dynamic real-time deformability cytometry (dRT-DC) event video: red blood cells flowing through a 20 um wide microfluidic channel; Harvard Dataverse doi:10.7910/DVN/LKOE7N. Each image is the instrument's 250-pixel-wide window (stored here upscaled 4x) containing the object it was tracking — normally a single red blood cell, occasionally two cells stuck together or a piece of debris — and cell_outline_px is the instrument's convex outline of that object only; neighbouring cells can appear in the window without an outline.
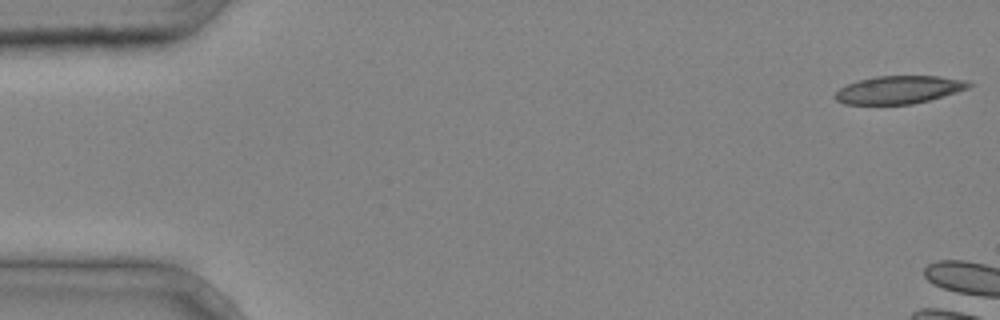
{"species": "common noctule bat (a hibernating species)", "species_latin": "Nyctalus noctula", "temperature_condition": "cold", "stored_images_in_passage": 7, "camera_frame_rate_fps": 3000, "um_per_image_px": 0.085, "animal": {"sex": "male", "body_mass_g": 20.4}, "frame": {"image": 1, "passage_image": 1, "time_ms": 0.0, "image_size_px": [1000, 320], "cell_outline_px": [[972, 84], [968, 88], [956, 92], [928, 100], [912, 104], [844, 104], [836, 100], [832, 96], [840, 88], [848, 84], [860, 80], [876, 76], [940, 76], [968, 80]], "centroid_in_image_um": [76.4, 7.62], "position_along_channel_um": 8.6, "area_um2": 21.62}}